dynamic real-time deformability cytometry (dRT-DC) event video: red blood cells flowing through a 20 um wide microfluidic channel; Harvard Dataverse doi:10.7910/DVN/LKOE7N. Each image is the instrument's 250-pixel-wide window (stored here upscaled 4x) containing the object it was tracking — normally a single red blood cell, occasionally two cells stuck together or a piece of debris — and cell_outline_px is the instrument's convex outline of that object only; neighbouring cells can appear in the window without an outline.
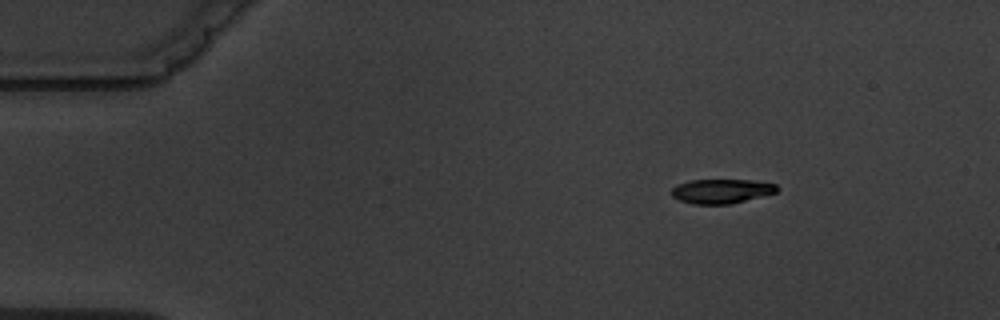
{"species": "common noctule bat (a hibernating species)", "species_latin": "Nyctalus noctula", "temperature_condition": "warm", "stored_images_in_passage": 9, "camera_frame_rate_fps": 3000, "um_per_image_px": 0.085, "animal": {"sex": "male", "body_mass_g": 19.5, "forearm_length_mm": 54.6}, "frame": {"image": 1, "passage_image": 1, "time_ms": 0.0, "image_size_px": [1000, 320], "cell_outline_px": [[780, 188], [776, 192], [732, 204], [692, 204], [680, 200], [672, 196], [668, 192], [676, 184], [688, 180], [752, 180], [776, 184]], "centroid_in_image_um": [61.28, 16.24], "position_along_channel_um": 23.7, "area_um2": 15.14}}
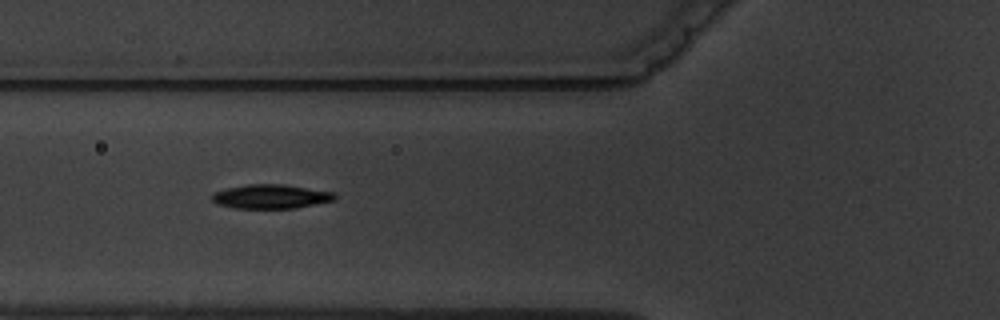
{"frame": {"image": 2, "passage_image": 4, "time_ms": 4.333, "image_size_px": [1000, 320], "cell_outline_px": [[336, 200], [296, 208], [236, 208], [220, 204], [212, 200], [212, 192], [224, 188], [244, 184], [284, 184], [336, 192]], "centroid_in_image_um": [23.05, 16.69], "position_along_channel_um": 102.8, "area_um2": 17.46}}
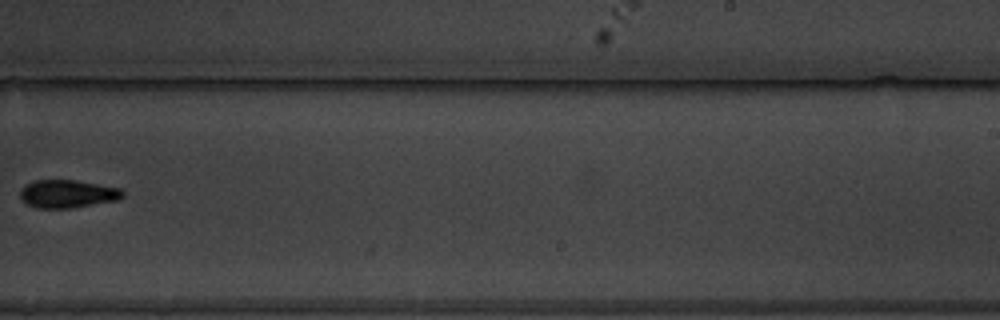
{"frame": {"image": 3, "passage_image": 8, "time_ms": 9.333, "image_size_px": [1000, 320], "cell_outline_px": [[124, 196], [120, 200], [68, 208], [36, 208], [28, 204], [20, 196], [20, 192], [24, 184], [32, 180], [76, 180], [120, 188], [124, 192]], "centroid_in_image_um": [5.75, 16.47], "position_along_channel_um": 283.3, "area_um2": 16.76}}